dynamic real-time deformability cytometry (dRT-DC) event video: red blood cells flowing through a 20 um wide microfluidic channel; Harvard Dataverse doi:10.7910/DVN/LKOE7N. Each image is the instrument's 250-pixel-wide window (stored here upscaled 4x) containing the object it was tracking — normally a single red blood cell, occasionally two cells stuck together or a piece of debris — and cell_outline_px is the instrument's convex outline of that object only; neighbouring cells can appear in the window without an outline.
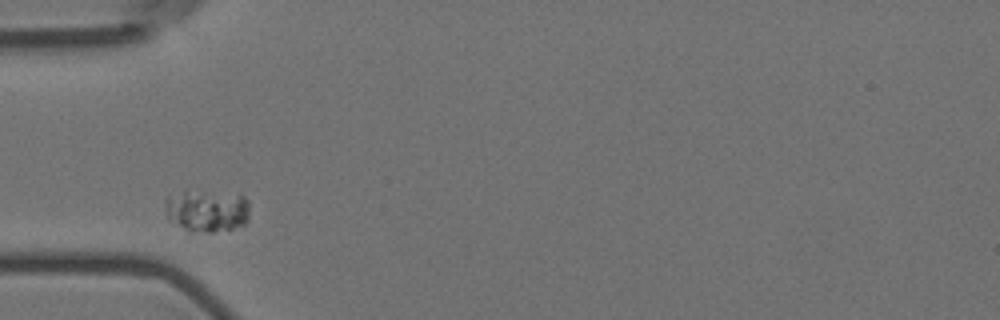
{"species": "Egyptian fruit bat (a non-hibernating species)", "species_latin": "Rousettus aegyptiacus", "temperature_condition": "room temperature", "stored_images_in_passage": 31, "camera_frame_rate_fps": 3000, "um_per_image_px": 0.085, "animal": {"sex": "female"}, "frame": {"image": 1, "passage_image": 1, "time_ms": 0.0, "image_size_px": [1000, 320], "cell_outline_px": [[248, 220], [244, 224], [232, 228], [212, 232], [208, 232], [184, 228], [168, 216], [164, 204], [164, 200], [168, 196], [184, 192], [240, 192], [248, 200]], "centroid_in_image_um": [17.67, 17.87], "position_along_channel_um": 67.3, "area_um2": 20.4}}
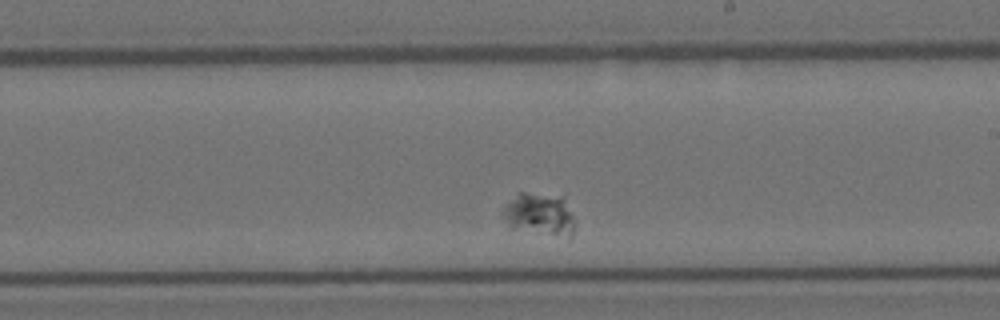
{"frame": {"image": 2, "passage_image": 18, "time_ms": 5.667, "image_size_px": [1000, 320], "cell_outline_px": [[576, 224], [572, 236], [568, 240], [512, 228], [500, 216], [504, 208], [516, 192], [564, 192]], "centroid_in_image_um": [45.95, 18.19], "position_along_channel_um": 243.0, "area_um2": 19.36}}
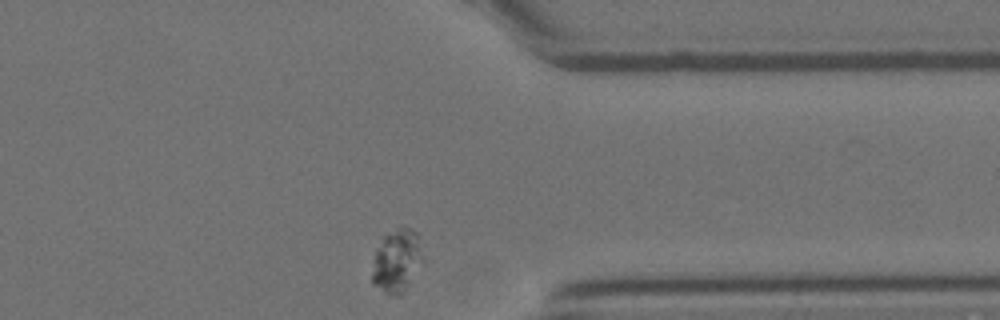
{"frame": {"image": 3, "passage_image": 31, "time_ms": 10.0, "image_size_px": [1000, 320], "cell_outline_px": [[424, 264], [400, 296], [396, 296], [372, 284], [372, 272], [376, 248], [384, 236], [396, 228], [412, 228], [420, 236], [424, 260]], "centroid_in_image_um": [33.79, 22.15], "position_along_channel_um": 377.6, "area_um2": 18.84}}